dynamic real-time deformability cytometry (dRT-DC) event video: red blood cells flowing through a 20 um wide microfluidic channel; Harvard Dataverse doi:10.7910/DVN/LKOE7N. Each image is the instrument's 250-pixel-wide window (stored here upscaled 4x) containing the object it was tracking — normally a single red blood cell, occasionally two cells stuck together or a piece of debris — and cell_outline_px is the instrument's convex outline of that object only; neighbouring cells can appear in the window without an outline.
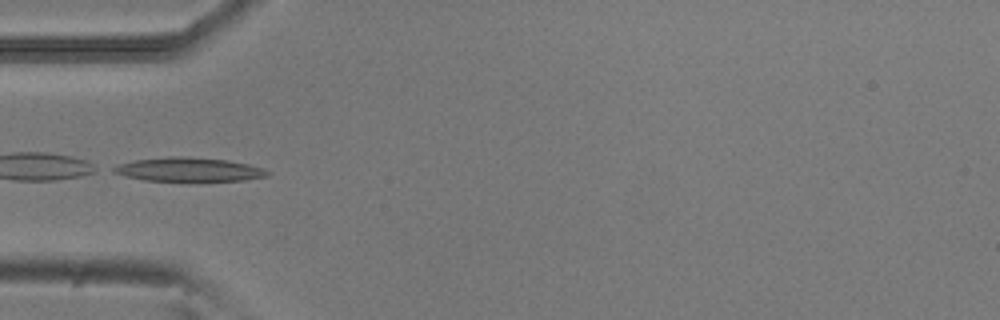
{"species": "common noctule bat (a hibernating species)", "species_latin": "Nyctalus noctula", "temperature_condition": "room temperature", "stored_images_in_passage": 5, "camera_frame_rate_fps": 3000, "um_per_image_px": 0.085, "animal": {"sex": "male", "body_mass_g": 20.5, "forearm_length_mm": 52.5}, "frame": {"image": 1, "passage_image": 5, "time_ms": 1.333, "image_size_px": [1000, 320], "cell_outline_px": [[272, 172], [268, 176], [244, 180], [144, 180], [124, 176], [112, 172], [112, 168], [120, 164], [136, 160], [168, 156], [180, 156], [228, 160], [248, 164], [264, 168]], "centroid_in_image_um": [16.07, 14.4], "position_along_channel_um": 68.9, "area_um2": 21.15}}